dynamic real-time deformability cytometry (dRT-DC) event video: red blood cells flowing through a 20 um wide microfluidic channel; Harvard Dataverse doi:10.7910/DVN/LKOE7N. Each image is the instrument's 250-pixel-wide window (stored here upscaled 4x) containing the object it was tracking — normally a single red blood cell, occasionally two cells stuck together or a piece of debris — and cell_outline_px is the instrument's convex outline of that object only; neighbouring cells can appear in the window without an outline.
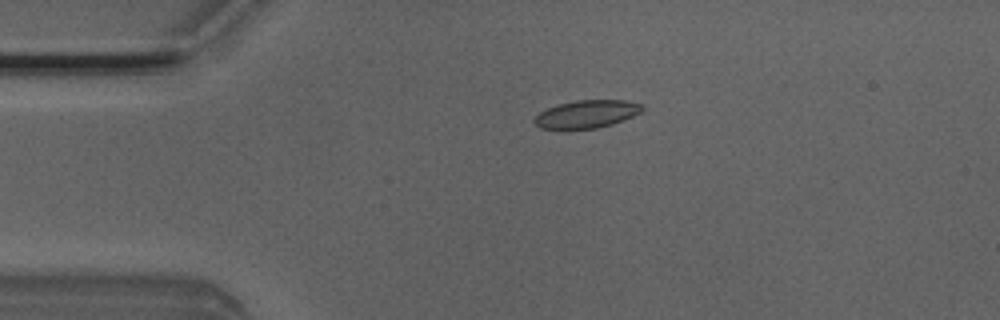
{"species": "Egyptian fruit bat (a non-hibernating species)", "species_latin": "Rousettus aegyptiacus", "temperature_condition": "room temperature", "stored_images_in_passage": 4, "camera_frame_rate_fps": 3000, "um_per_image_px": 0.085, "animal": {"sex": "male"}, "frame": {"image": 1, "passage_image": 3, "time_ms": 0.667, "image_size_px": [1000, 320], "cell_outline_px": [[644, 108], [640, 112], [624, 120], [612, 124], [596, 128], [540, 128], [532, 120], [540, 112], [548, 108], [560, 104], [576, 100], [624, 100], [644, 104]], "centroid_in_image_um": [49.9, 9.68], "position_along_channel_um": 35.1, "area_um2": 17.22}}